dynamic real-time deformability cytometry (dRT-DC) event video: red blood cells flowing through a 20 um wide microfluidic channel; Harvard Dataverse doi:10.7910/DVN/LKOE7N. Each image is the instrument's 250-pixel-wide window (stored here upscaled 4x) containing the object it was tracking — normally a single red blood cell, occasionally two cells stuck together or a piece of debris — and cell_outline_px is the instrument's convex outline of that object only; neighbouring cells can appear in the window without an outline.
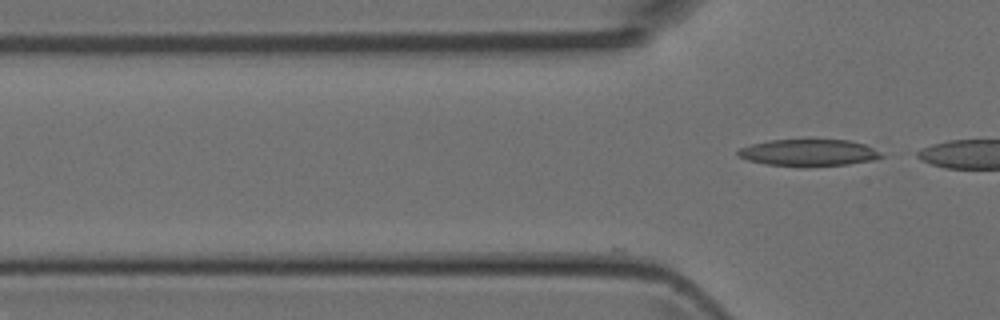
{"species": "Egyptian fruit bat (a non-hibernating species)", "species_latin": "Rousettus aegyptiacus", "temperature_condition": "room temperature", "stored_images_in_passage": 11, "camera_frame_rate_fps": 3000, "um_per_image_px": 0.085, "animal": {"sex": "female"}, "frame": {"image": 1, "passage_image": 11, "time_ms": 3.333, "image_size_px": [1000, 320], "cell_outline_px": [[884, 156], [876, 160], [848, 164], [800, 168], [764, 164], [748, 160], [736, 156], [736, 152], [740, 148], [752, 144], [772, 140], [848, 140], [864, 144], [880, 152]], "centroid_in_image_um": [68.72, 13.01], "position_along_channel_um": 57.1, "area_um2": 22.72}}